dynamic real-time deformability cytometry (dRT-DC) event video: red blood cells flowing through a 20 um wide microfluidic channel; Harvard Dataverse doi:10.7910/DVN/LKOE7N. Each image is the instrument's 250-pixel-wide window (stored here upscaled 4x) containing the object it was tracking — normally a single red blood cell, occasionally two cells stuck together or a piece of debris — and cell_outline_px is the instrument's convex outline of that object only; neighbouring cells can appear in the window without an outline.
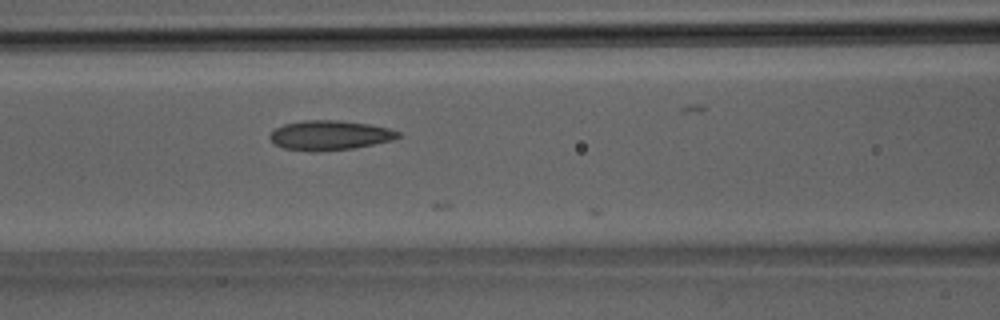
{"species": "Egyptian fruit bat (a non-hibernating species)", "species_latin": "Rousettus aegyptiacus", "temperature_condition": "room temperature", "stored_images_in_passage": 13, "camera_frame_rate_fps": 3000, "um_per_image_px": 0.085, "animal": {"sex": "male"}, "frame": {"image": 1, "passage_image": 12, "time_ms": 3.667, "image_size_px": [1000, 320], "cell_outline_px": [[404, 136], [392, 140], [352, 148], [320, 152], [312, 152], [284, 148], [276, 144], [268, 136], [276, 128], [284, 124], [304, 120], [340, 120], [368, 124], [388, 128], [400, 132]], "centroid_in_image_um": [28.05, 11.5], "position_along_channel_um": 138.6, "area_um2": 22.14}}